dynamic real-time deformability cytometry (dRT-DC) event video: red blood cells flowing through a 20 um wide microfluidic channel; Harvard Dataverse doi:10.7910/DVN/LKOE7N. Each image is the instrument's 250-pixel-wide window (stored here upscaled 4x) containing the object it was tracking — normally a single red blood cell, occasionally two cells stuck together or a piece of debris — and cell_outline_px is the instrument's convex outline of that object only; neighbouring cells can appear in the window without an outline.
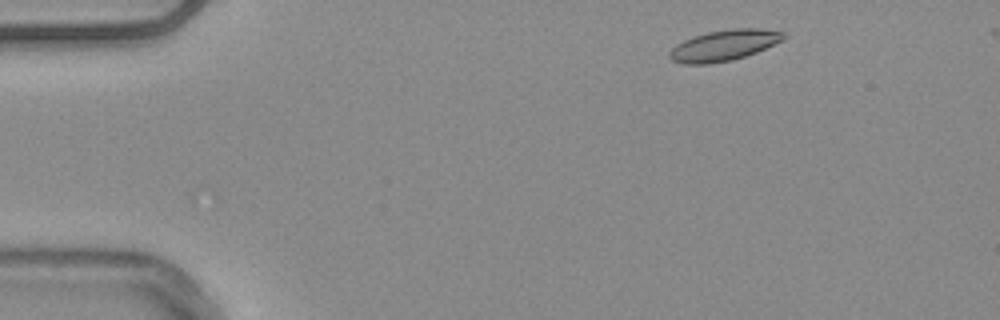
{"species": "common noctule bat (a hibernating species)", "species_latin": "Nyctalus noctula", "temperature_condition": "warm", "stored_images_in_passage": 2, "camera_frame_rate_fps": 3000, "um_per_image_px": 0.085, "animal": {"sex": "male", "body_mass_g": 20.4}, "frame": {"image": 1, "passage_image": 1, "time_ms": 0.0, "image_size_px": [1000, 320], "cell_outline_px": [[784, 36], [780, 40], [756, 52], [732, 60], [708, 64], [684, 64], [672, 60], [668, 56], [668, 52], [676, 44], [684, 40], [708, 32], [732, 28], [760, 28], [784, 32]], "centroid_in_image_um": [61.48, 3.86], "position_along_channel_um": 23.5, "area_um2": 20.17}}